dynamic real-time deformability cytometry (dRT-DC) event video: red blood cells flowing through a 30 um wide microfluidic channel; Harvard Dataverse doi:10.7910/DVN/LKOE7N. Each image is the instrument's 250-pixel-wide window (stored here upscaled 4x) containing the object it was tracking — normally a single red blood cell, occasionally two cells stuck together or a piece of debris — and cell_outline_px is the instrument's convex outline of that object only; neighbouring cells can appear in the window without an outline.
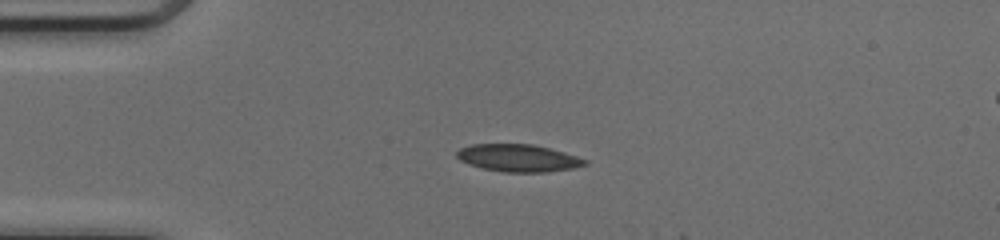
{"species": "common noctule bat (a hibernating species)", "species_latin": "Nyctalus noctula", "temperature_condition": "cold", "stored_images_in_passage": 15, "camera_frame_rate_fps": 3000, "um_per_image_px": 0.085, "animal": {"sex": "female", "body_mass_g": 17.0, "forearm_length_mm": 48.0}, "frame": {"image": 1, "passage_image": 12, "time_ms": 3.667, "image_size_px": [1000, 240], "cell_outline_px": [[588, 164], [572, 168], [548, 172], [504, 172], [484, 168], [468, 164], [460, 160], [456, 156], [456, 152], [460, 148], [472, 144], [532, 144], [564, 152], [588, 160]], "centroid_in_image_um": [44.05, 13.43], "position_along_channel_um": 41.0, "area_um2": 20.35}}